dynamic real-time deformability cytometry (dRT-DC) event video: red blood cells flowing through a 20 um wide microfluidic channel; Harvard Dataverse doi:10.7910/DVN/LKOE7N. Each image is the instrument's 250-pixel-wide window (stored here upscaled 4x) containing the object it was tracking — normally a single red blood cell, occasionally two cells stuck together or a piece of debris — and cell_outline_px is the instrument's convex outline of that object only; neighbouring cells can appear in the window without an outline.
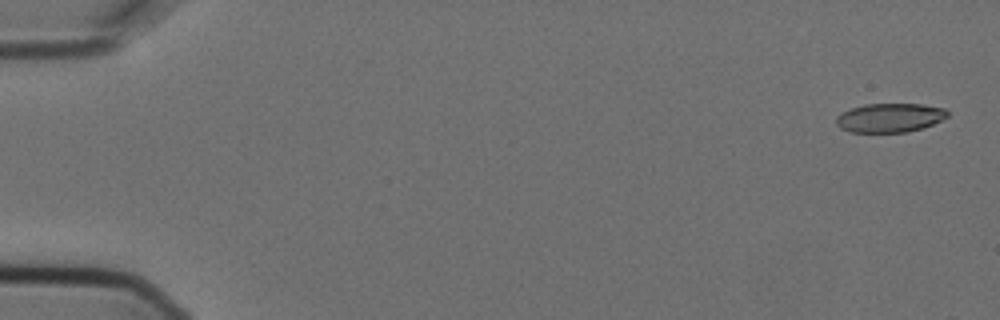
{"species": "Egyptian fruit bat (a non-hibernating species)", "species_latin": "Rousettus aegyptiacus", "temperature_condition": "cold", "stored_images_in_passage": 4, "camera_frame_rate_fps": 3000, "um_per_image_px": 0.085, "animal": {"sex": "female"}, "frame": {"image": 1, "passage_image": 1, "time_ms": 0.0, "image_size_px": [1000, 320], "cell_outline_px": [[948, 116], [924, 128], [908, 132], [852, 132], [840, 128], [836, 124], [836, 116], [852, 108], [864, 104], [920, 104], [944, 108], [948, 112]], "centroid_in_image_um": [75.63, 10.01], "position_along_channel_um": 9.4, "area_um2": 18.73}}
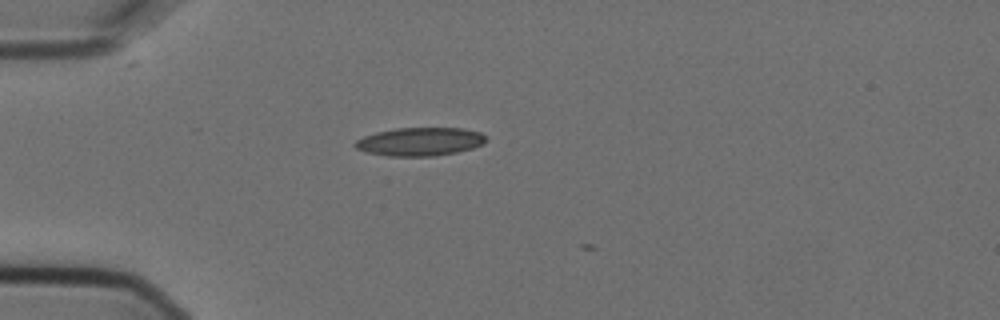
{"frame": {"image": 2, "passage_image": 4, "time_ms": 1.0, "image_size_px": [1000, 320], "cell_outline_px": [[488, 140], [484, 144], [472, 148], [456, 152], [436, 156], [388, 156], [364, 152], [356, 148], [352, 144], [356, 140], [364, 136], [376, 132], [396, 128], [464, 128], [480, 132], [488, 136]], "centroid_in_image_um": [35.71, 12.04], "position_along_channel_um": 49.3, "area_um2": 21.91}}